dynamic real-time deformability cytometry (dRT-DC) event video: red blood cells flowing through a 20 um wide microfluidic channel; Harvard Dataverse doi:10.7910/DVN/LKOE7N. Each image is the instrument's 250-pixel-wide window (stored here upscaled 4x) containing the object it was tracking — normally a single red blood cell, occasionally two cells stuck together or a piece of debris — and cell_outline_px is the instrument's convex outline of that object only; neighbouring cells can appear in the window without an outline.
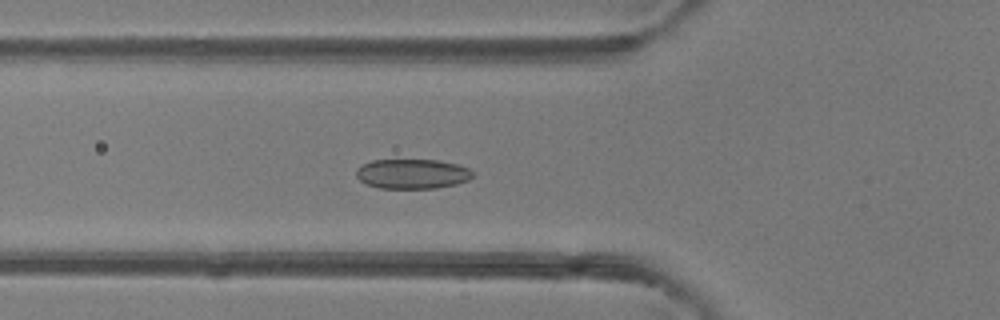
{"species": "common noctule bat (a hibernating species)", "species_latin": "Nyctalus noctula", "temperature_condition": "room temperature", "stored_images_in_passage": 41, "camera_frame_rate_fps": 3000, "um_per_image_px": 0.085, "animal": {"sex": "female"}, "frame": {"image": 1, "passage_image": 10, "time_ms": 3.0, "image_size_px": [1000, 320], "cell_outline_px": [[476, 172], [468, 180], [456, 184], [436, 188], [380, 188], [368, 184], [360, 180], [356, 176], [356, 168], [372, 160], [436, 160], [456, 164], [468, 168]], "centroid_in_image_um": [35.06, 14.78], "position_along_channel_um": 90.7, "area_um2": 20.11}}
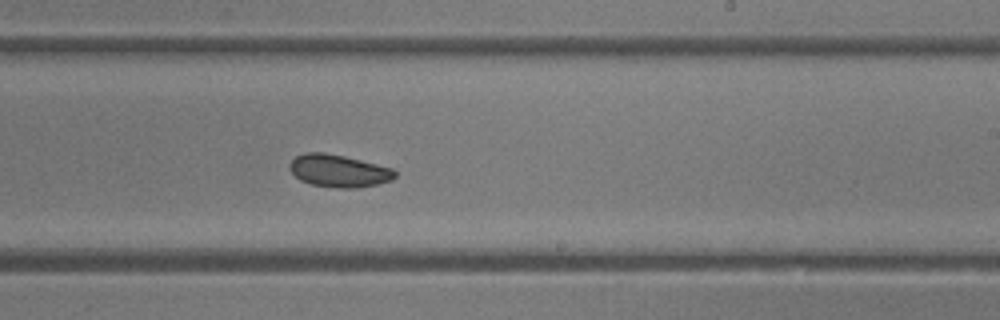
{"frame": {"image": 2, "passage_image": 22, "time_ms": 7.0, "image_size_px": [1000, 320], "cell_outline_px": [[396, 176], [392, 180], [376, 184], [356, 188], [336, 188], [312, 184], [300, 180], [292, 172], [288, 164], [296, 156], [304, 152], [324, 152], [344, 156], [392, 168], [396, 172]], "centroid_in_image_um": [28.78, 14.52], "position_along_channel_um": 260.2, "area_um2": 19.83}}
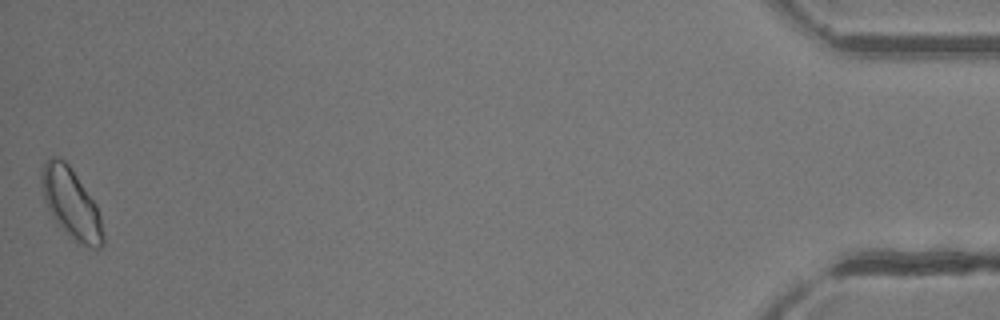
{"frame": {"image": 3, "passage_image": 41, "time_ms": 13.333, "image_size_px": [1000, 320], "cell_outline_px": [[104, 244], [100, 248], [92, 248], [76, 244], [56, 224], [44, 200], [40, 184], [40, 172], [44, 164], [52, 156], [64, 160], [68, 164], [96, 204], [100, 216], [104, 236]], "centroid_in_image_um": [6.04, 17.35], "position_along_channel_um": 429.2, "area_um2": 25.32}, "authors_computed_cell_mechanics": {"area_um2": 20.519, "velocity_mm_per_s": 4.2263, "shape_relaxation_time_tau1_ms": 2.2011, "shape_relaxation_time_tau2_ms": 3.5344, "deformation_change_tau1": 0.0567, "deformation_change_tau2": 0.0752}}